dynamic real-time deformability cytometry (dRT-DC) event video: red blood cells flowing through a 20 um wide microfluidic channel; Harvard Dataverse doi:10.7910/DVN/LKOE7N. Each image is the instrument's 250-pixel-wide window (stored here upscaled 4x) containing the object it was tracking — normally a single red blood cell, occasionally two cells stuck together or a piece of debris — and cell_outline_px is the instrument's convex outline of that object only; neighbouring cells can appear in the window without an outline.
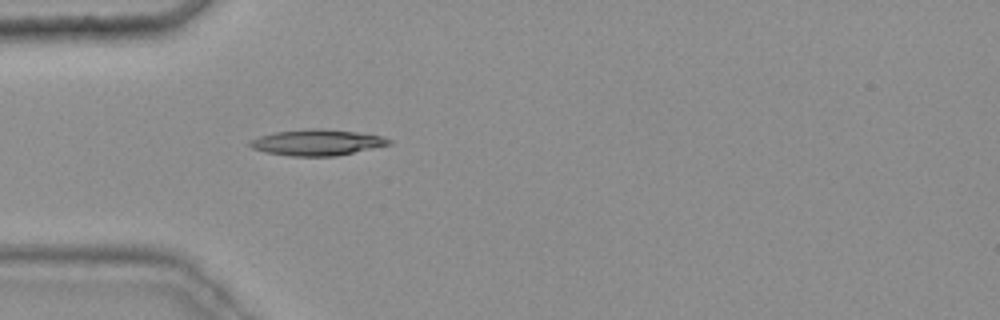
{"species": "common noctule bat (a hibernating species)", "species_latin": "Nyctalus noctula", "temperature_condition": "warm", "stored_images_in_passage": 3, "camera_frame_rate_fps": 3000, "um_per_image_px": 0.085, "animal": {"sex": "female", "body_mass_g": 25.1}, "frame": {"image": 1, "passage_image": 1, "time_ms": 0.0, "image_size_px": [1000, 320], "cell_outline_px": [[392, 144], [336, 156], [292, 156], [268, 152], [252, 148], [248, 144], [252, 140], [260, 136], [276, 132], [312, 128], [316, 128], [356, 132], [380, 136], [392, 140]], "centroid_in_image_um": [26.97, 12.11], "position_along_channel_um": 58.0, "area_um2": 20.69}}